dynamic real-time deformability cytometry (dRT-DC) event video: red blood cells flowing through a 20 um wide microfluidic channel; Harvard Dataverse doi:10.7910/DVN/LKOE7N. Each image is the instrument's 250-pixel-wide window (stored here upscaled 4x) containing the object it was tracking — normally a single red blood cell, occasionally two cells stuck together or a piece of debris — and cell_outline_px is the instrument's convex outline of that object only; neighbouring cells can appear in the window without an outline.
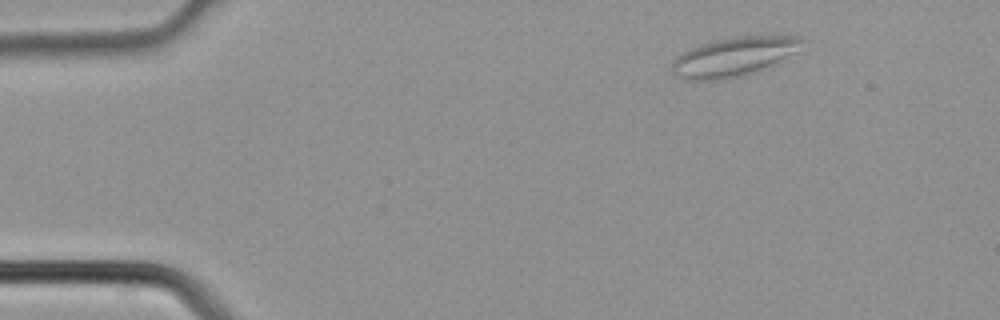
{"species": "common noctule bat (a hibernating species)", "species_latin": "Nyctalus noctula", "temperature_condition": "cold", "stored_images_in_passage": 3, "camera_frame_rate_fps": 3000, "um_per_image_px": 0.085, "animal": {"sex": "male", "body_mass_g": 21.5, "forearm_length_mm": 52.0}, "frame": {"image": 1, "passage_image": 1, "time_ms": 0.0, "image_size_px": [1000, 320], "cell_outline_px": [[804, 40], [792, 52], [776, 64], [768, 68], [744, 76], [716, 80], [684, 80], [672, 76], [672, 60], [676, 56], [688, 48], [700, 44], [716, 40], [736, 36], [800, 36]], "centroid_in_image_um": [62.27, 4.85], "position_along_channel_um": 22.7, "area_um2": 29.77}}